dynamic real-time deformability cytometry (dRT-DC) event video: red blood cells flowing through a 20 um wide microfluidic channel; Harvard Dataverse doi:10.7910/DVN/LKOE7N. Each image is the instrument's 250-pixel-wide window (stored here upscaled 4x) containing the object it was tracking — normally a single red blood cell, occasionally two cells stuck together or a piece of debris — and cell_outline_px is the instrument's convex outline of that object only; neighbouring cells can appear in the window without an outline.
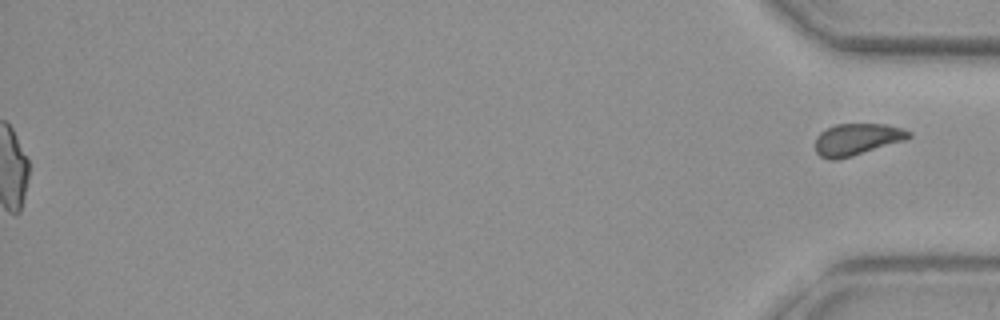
{"species": "common noctule bat (a hibernating species)", "species_latin": "Nyctalus noctula", "temperature_condition": "warm", "stored_images_in_passage": 41, "camera_frame_rate_fps": 3000, "um_per_image_px": 0.085, "animal": {"sex": "female", "body_mass_g": 29.2, "forearm_length_mm": 56.3}, "frame": {"image": 1, "passage_image": 41, "time_ms": 13.333, "image_size_px": [1000, 320], "cell_outline_px": [[912, 136], [904, 140], [852, 156], [836, 160], [828, 160], [820, 156], [816, 152], [816, 136], [820, 132], [836, 124], [884, 124], [900, 128], [912, 132]], "centroid_in_image_um": [72.81, 11.85], "position_along_channel_um": 362.4, "area_um2": 17.17}}